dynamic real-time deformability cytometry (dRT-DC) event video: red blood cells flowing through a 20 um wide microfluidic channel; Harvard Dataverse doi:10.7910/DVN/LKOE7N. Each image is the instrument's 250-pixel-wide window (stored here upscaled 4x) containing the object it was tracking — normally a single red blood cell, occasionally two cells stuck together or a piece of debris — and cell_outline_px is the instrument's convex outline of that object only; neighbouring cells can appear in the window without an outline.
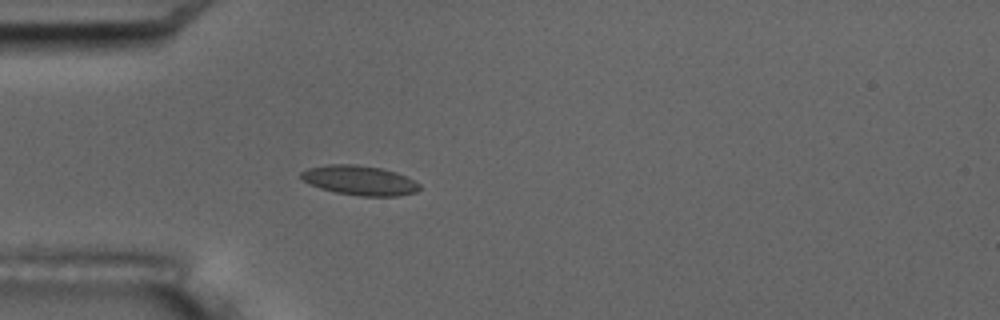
{"species": "common noctule bat (a hibernating species)", "species_latin": "Nyctalus noctula", "temperature_condition": "room temperature", "stored_images_in_passage": 5, "camera_frame_rate_fps": 3000, "um_per_image_px": 0.085, "animal": {"sex": "male", "body_mass_g": 17.5, "forearm_length_mm": 52.3}, "frame": {"image": 1, "passage_image": 5, "time_ms": 4.667, "image_size_px": [1000, 320], "cell_outline_px": [[420, 188], [416, 192], [400, 196], [360, 196], [336, 192], [320, 188], [304, 180], [300, 176], [300, 172], [308, 168], [328, 164], [356, 164], [380, 168], [396, 172], [420, 184]], "centroid_in_image_um": [30.57, 15.33], "position_along_channel_um": 54.4, "area_um2": 20.29}}